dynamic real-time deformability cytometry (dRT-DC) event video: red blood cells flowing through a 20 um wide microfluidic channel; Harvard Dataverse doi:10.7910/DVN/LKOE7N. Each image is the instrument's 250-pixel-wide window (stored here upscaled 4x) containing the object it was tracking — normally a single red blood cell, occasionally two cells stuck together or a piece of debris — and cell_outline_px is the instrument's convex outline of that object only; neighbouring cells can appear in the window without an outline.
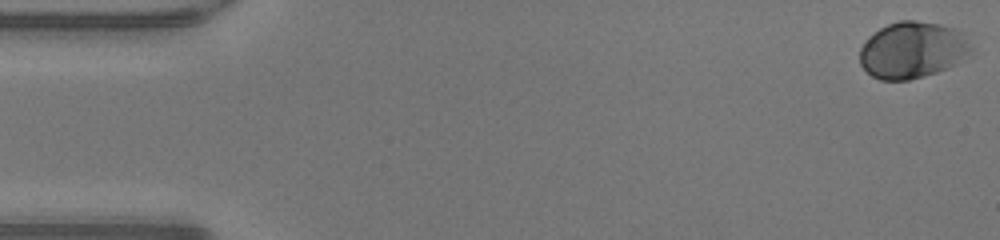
{"species": "human", "species_latin": "Homo sapiens", "temperature_condition": "warm", "stored_images_in_passage": 49, "camera_frame_rate_fps": 3000, "um_per_image_px": 0.085, "donor": {"sex": "male"}, "frame": {"image": 1, "passage_image": 1, "time_ms": 0.0, "image_size_px": [1000, 240], "cell_outline_px": [[972, 48], [968, 52], [948, 68], [924, 76], [908, 80], [880, 80], [872, 76], [860, 64], [860, 48], [868, 36], [880, 28], [888, 24], [900, 20], [916, 20], [940, 24], [956, 28], [960, 32]], "centroid_in_image_um": [77.49, 4.24], "position_along_channel_um": 7.5, "area_um2": 36.3}}
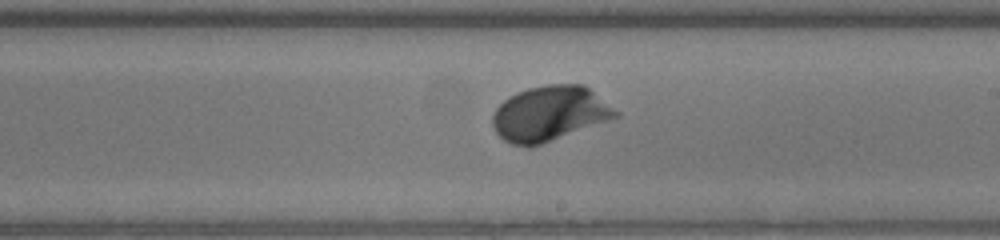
{"frame": {"image": 2, "passage_image": 28, "time_ms": 9.0, "image_size_px": [1000, 240], "cell_outline_px": [[620, 116], [532, 148], [528, 148], [512, 144], [504, 140], [496, 132], [492, 124], [492, 116], [496, 108], [504, 100], [516, 92], [528, 88], [548, 84], [584, 84], [620, 112]], "centroid_in_image_um": [46.72, 9.66], "position_along_channel_um": 242.3, "area_um2": 39.71}}
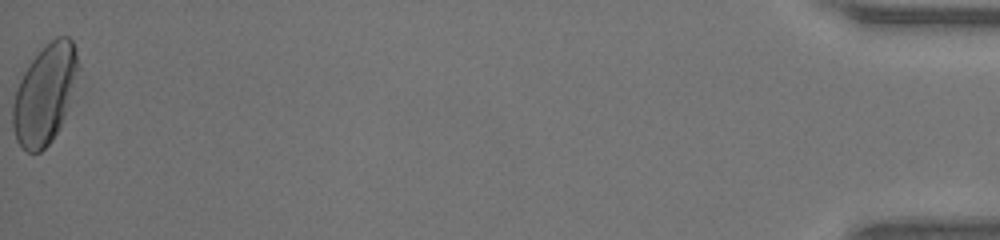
{"frame": {"image": 3, "passage_image": 49, "time_ms": 16.0, "image_size_px": [1000, 240], "cell_outline_px": [[80, 68], [60, 124], [52, 140], [40, 152], [24, 152], [20, 148], [16, 140], [12, 124], [12, 104], [16, 88], [24, 72], [32, 60], [56, 36], [68, 36], [72, 40], [76, 48], [80, 64]], "centroid_in_image_um": [3.79, 8.01], "position_along_channel_um": 431.4, "area_um2": 37.4}, "authors_computed_cell_mechanics": {"area_um2": 36.2984, "velocity_mm_per_s": 4.2843, "shape_relaxation_time_tau1_ms": 1.6678, "shape_relaxation_time_tau2_ms": null, "deformation_change_tau1": 0.1307, "deformation_change_tau2": null}}